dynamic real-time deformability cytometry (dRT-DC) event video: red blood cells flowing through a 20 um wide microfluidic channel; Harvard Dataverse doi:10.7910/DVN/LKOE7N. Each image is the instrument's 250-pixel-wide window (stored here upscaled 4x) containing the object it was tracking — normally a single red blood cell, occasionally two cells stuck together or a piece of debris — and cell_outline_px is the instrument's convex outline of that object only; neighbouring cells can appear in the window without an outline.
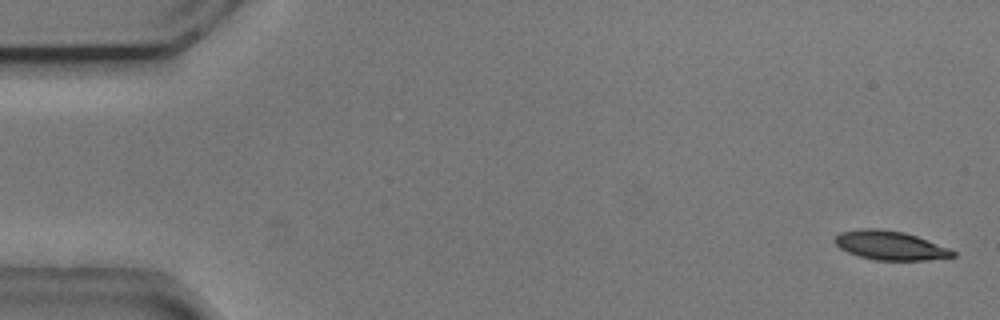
{"species": "common noctule bat (a hibernating species)", "species_latin": "Nyctalus noctula", "temperature_condition": "cold", "stored_images_in_passage": 53, "camera_frame_rate_fps": 3000, "um_per_image_px": 0.085, "animal": {"sex": "male", "body_mass_g": 20.5, "forearm_length_mm": 52.5}, "frame": {"image": 1, "passage_image": 1, "time_ms": 0.0, "image_size_px": [1000, 320], "cell_outline_px": [[956, 256], [928, 260], [876, 260], [860, 256], [848, 252], [840, 248], [832, 240], [840, 232], [860, 228], [880, 228], [904, 232], [916, 236], [948, 248], [956, 252]], "centroid_in_image_um": [75.63, 20.85], "position_along_channel_um": 9.4, "area_um2": 19.88}}
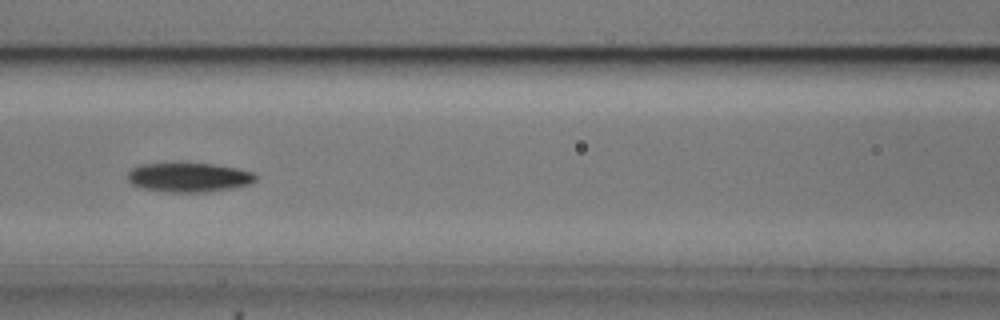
{"frame": {"image": 2, "passage_image": 23, "time_ms": 7.333, "image_size_px": [1000, 320], "cell_outline_px": [[256, 180], [252, 184], [232, 188], [204, 192], [164, 192], [140, 188], [132, 184], [128, 180], [128, 172], [132, 168], [140, 164], [212, 164], [236, 168], [252, 172], [256, 176]], "centroid_in_image_um": [16.04, 15.09], "position_along_channel_um": 150.6, "area_um2": 21.73}}
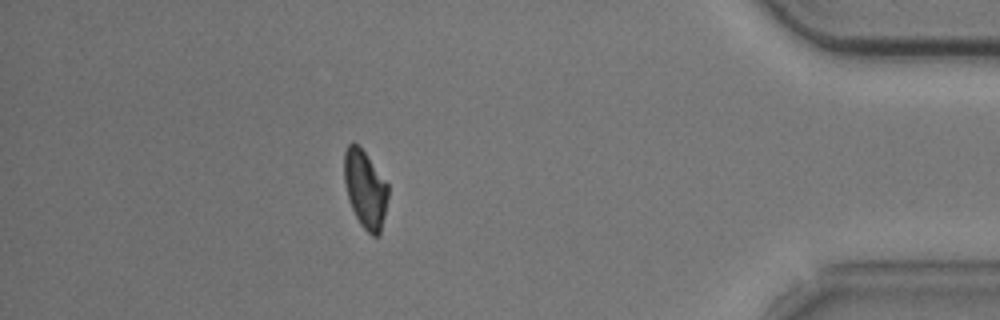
{"frame": {"image": 3, "passage_image": 47, "time_ms": 15.333, "image_size_px": [1000, 320], "cell_outline_px": [[388, 196], [380, 236], [372, 236], [360, 224], [352, 208], [348, 196], [344, 180], [344, 152], [348, 144], [352, 140], [364, 152], [388, 184]], "centroid_in_image_um": [31.04, 16.08], "position_along_channel_um": 404.2, "area_um2": 19.65}, "authors_computed_cell_mechanics": {"area_um2": 21.2126, "velocity_mm_per_s": 3.728, "shape_relaxation_time_tau1_ms": 3.4851, "shape_relaxation_time_tau2_ms": 11.2905, "deformation_change_tau1": 0.1213, "deformation_change_tau2": 0.1686}}